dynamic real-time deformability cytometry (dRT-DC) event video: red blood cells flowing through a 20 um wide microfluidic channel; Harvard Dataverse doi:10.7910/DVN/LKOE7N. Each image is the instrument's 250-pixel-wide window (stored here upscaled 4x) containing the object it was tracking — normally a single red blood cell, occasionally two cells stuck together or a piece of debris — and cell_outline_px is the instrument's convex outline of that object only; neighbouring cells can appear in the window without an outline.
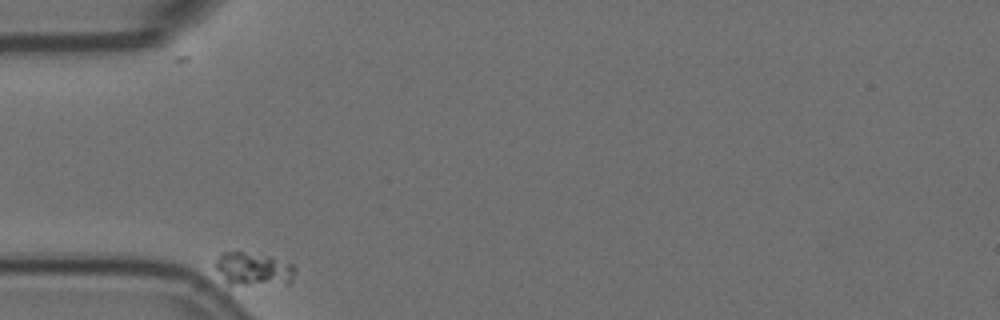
{"species": "Egyptian fruit bat (a non-hibernating species)", "species_latin": "Rousettus aegyptiacus", "temperature_condition": "room temperature", "stored_images_in_passage": 38, "camera_frame_rate_fps": 3000, "um_per_image_px": 0.085, "animal": {"sex": "female"}, "frame": {"image": 1, "passage_image": 1, "time_ms": 0.0, "image_size_px": [1000, 320], "cell_outline_px": [[296, 272], [292, 280], [288, 284], [224, 300], [216, 268], [216, 260], [220, 252], [244, 252], [272, 256], [292, 264], [296, 268]], "centroid_in_image_um": [21.35, 23.22], "position_along_channel_um": 63.6, "area_um2": 19.83}}
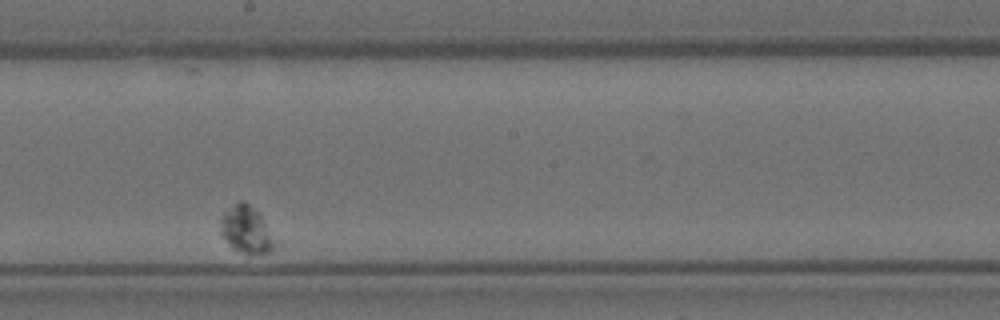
{"frame": {"image": 2, "passage_image": 22, "time_ms": 7.0, "image_size_px": [1000, 320], "cell_outline_px": [[276, 244], [268, 252], [248, 256], [232, 248], [220, 232], [220, 220], [224, 212], [240, 200], [244, 200], [260, 216], [276, 240]], "centroid_in_image_um": [20.92, 19.57], "position_along_channel_um": 227.3, "area_um2": 14.74}}
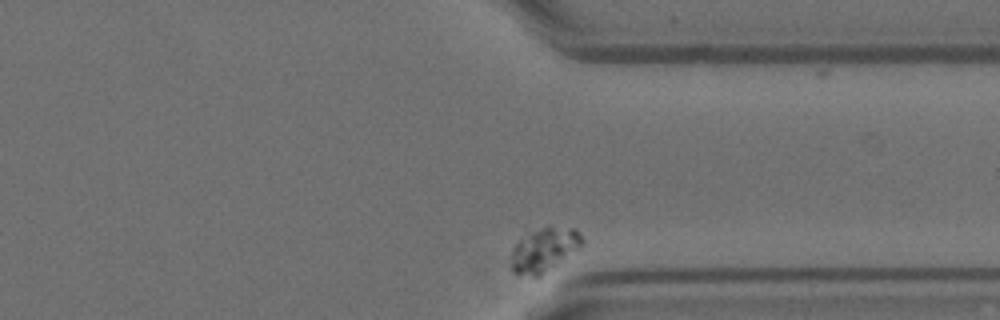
{"frame": {"image": 3, "passage_image": 37, "time_ms": 12.0, "image_size_px": [1000, 320], "cell_outline_px": [[584, 244], [540, 276], [532, 276], [512, 272], [512, 248], [520, 240], [532, 232], [544, 228], [572, 228], [580, 232], [584, 240]], "centroid_in_image_um": [46.27, 21.25], "position_along_channel_um": 365.1, "area_um2": 17.46}}